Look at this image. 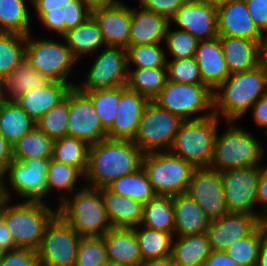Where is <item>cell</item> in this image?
<instances>
[{
    "label": "cell",
    "mask_w": 267,
    "mask_h": 266,
    "mask_svg": "<svg viewBox=\"0 0 267 266\" xmlns=\"http://www.w3.org/2000/svg\"><path fill=\"white\" fill-rule=\"evenodd\" d=\"M171 26L168 25L165 37V45L173 57L171 60L194 58L199 40L187 31L171 30Z\"/></svg>",
    "instance_id": "cell-47"
},
{
    "label": "cell",
    "mask_w": 267,
    "mask_h": 266,
    "mask_svg": "<svg viewBox=\"0 0 267 266\" xmlns=\"http://www.w3.org/2000/svg\"><path fill=\"white\" fill-rule=\"evenodd\" d=\"M26 36L0 32V80L25 58Z\"/></svg>",
    "instance_id": "cell-43"
},
{
    "label": "cell",
    "mask_w": 267,
    "mask_h": 266,
    "mask_svg": "<svg viewBox=\"0 0 267 266\" xmlns=\"http://www.w3.org/2000/svg\"><path fill=\"white\" fill-rule=\"evenodd\" d=\"M150 100L126 85L120 86L117 117L107 131L109 139L134 140L143 111Z\"/></svg>",
    "instance_id": "cell-20"
},
{
    "label": "cell",
    "mask_w": 267,
    "mask_h": 266,
    "mask_svg": "<svg viewBox=\"0 0 267 266\" xmlns=\"http://www.w3.org/2000/svg\"><path fill=\"white\" fill-rule=\"evenodd\" d=\"M219 119L214 113L201 119L184 120L169 151L186 160L194 168H209L213 159Z\"/></svg>",
    "instance_id": "cell-6"
},
{
    "label": "cell",
    "mask_w": 267,
    "mask_h": 266,
    "mask_svg": "<svg viewBox=\"0 0 267 266\" xmlns=\"http://www.w3.org/2000/svg\"><path fill=\"white\" fill-rule=\"evenodd\" d=\"M203 84L213 92L230 76L219 37L199 41L195 52Z\"/></svg>",
    "instance_id": "cell-23"
},
{
    "label": "cell",
    "mask_w": 267,
    "mask_h": 266,
    "mask_svg": "<svg viewBox=\"0 0 267 266\" xmlns=\"http://www.w3.org/2000/svg\"><path fill=\"white\" fill-rule=\"evenodd\" d=\"M90 9H94L96 7H101L104 5H109L118 0H82Z\"/></svg>",
    "instance_id": "cell-61"
},
{
    "label": "cell",
    "mask_w": 267,
    "mask_h": 266,
    "mask_svg": "<svg viewBox=\"0 0 267 266\" xmlns=\"http://www.w3.org/2000/svg\"><path fill=\"white\" fill-rule=\"evenodd\" d=\"M18 247L8 230L5 220L0 216V253L16 250Z\"/></svg>",
    "instance_id": "cell-55"
},
{
    "label": "cell",
    "mask_w": 267,
    "mask_h": 266,
    "mask_svg": "<svg viewBox=\"0 0 267 266\" xmlns=\"http://www.w3.org/2000/svg\"><path fill=\"white\" fill-rule=\"evenodd\" d=\"M81 236L59 214L46 226L37 250L40 266H75Z\"/></svg>",
    "instance_id": "cell-12"
},
{
    "label": "cell",
    "mask_w": 267,
    "mask_h": 266,
    "mask_svg": "<svg viewBox=\"0 0 267 266\" xmlns=\"http://www.w3.org/2000/svg\"><path fill=\"white\" fill-rule=\"evenodd\" d=\"M141 225L174 235L175 219L172 196L156 195L145 203Z\"/></svg>",
    "instance_id": "cell-34"
},
{
    "label": "cell",
    "mask_w": 267,
    "mask_h": 266,
    "mask_svg": "<svg viewBox=\"0 0 267 266\" xmlns=\"http://www.w3.org/2000/svg\"><path fill=\"white\" fill-rule=\"evenodd\" d=\"M25 2H27L28 4L30 3L32 6H34L39 0H24Z\"/></svg>",
    "instance_id": "cell-65"
},
{
    "label": "cell",
    "mask_w": 267,
    "mask_h": 266,
    "mask_svg": "<svg viewBox=\"0 0 267 266\" xmlns=\"http://www.w3.org/2000/svg\"><path fill=\"white\" fill-rule=\"evenodd\" d=\"M145 10L165 16L170 20L187 0H138Z\"/></svg>",
    "instance_id": "cell-51"
},
{
    "label": "cell",
    "mask_w": 267,
    "mask_h": 266,
    "mask_svg": "<svg viewBox=\"0 0 267 266\" xmlns=\"http://www.w3.org/2000/svg\"><path fill=\"white\" fill-rule=\"evenodd\" d=\"M11 204L4 199L0 205V216L5 220L9 232L18 248L38 250L48 223L57 214L46 203L22 201Z\"/></svg>",
    "instance_id": "cell-4"
},
{
    "label": "cell",
    "mask_w": 267,
    "mask_h": 266,
    "mask_svg": "<svg viewBox=\"0 0 267 266\" xmlns=\"http://www.w3.org/2000/svg\"><path fill=\"white\" fill-rule=\"evenodd\" d=\"M183 120L150 101L142 114L133 143L144 153L169 151Z\"/></svg>",
    "instance_id": "cell-10"
},
{
    "label": "cell",
    "mask_w": 267,
    "mask_h": 266,
    "mask_svg": "<svg viewBox=\"0 0 267 266\" xmlns=\"http://www.w3.org/2000/svg\"><path fill=\"white\" fill-rule=\"evenodd\" d=\"M166 81L167 67L128 68L126 87L152 101L161 92Z\"/></svg>",
    "instance_id": "cell-35"
},
{
    "label": "cell",
    "mask_w": 267,
    "mask_h": 266,
    "mask_svg": "<svg viewBox=\"0 0 267 266\" xmlns=\"http://www.w3.org/2000/svg\"><path fill=\"white\" fill-rule=\"evenodd\" d=\"M107 187L119 195L130 197L143 204L156 196L147 174L142 167L134 173L114 180Z\"/></svg>",
    "instance_id": "cell-40"
},
{
    "label": "cell",
    "mask_w": 267,
    "mask_h": 266,
    "mask_svg": "<svg viewBox=\"0 0 267 266\" xmlns=\"http://www.w3.org/2000/svg\"><path fill=\"white\" fill-rule=\"evenodd\" d=\"M102 238L108 260L125 266H139L143 262L134 229L111 228Z\"/></svg>",
    "instance_id": "cell-29"
},
{
    "label": "cell",
    "mask_w": 267,
    "mask_h": 266,
    "mask_svg": "<svg viewBox=\"0 0 267 266\" xmlns=\"http://www.w3.org/2000/svg\"><path fill=\"white\" fill-rule=\"evenodd\" d=\"M256 266H267V233L262 239Z\"/></svg>",
    "instance_id": "cell-60"
},
{
    "label": "cell",
    "mask_w": 267,
    "mask_h": 266,
    "mask_svg": "<svg viewBox=\"0 0 267 266\" xmlns=\"http://www.w3.org/2000/svg\"><path fill=\"white\" fill-rule=\"evenodd\" d=\"M152 101L183 121L214 114L213 91L203 83L181 84L167 80L161 92ZM200 112L204 113L199 115Z\"/></svg>",
    "instance_id": "cell-8"
},
{
    "label": "cell",
    "mask_w": 267,
    "mask_h": 266,
    "mask_svg": "<svg viewBox=\"0 0 267 266\" xmlns=\"http://www.w3.org/2000/svg\"><path fill=\"white\" fill-rule=\"evenodd\" d=\"M36 127V123L15 101H0V133L12 145Z\"/></svg>",
    "instance_id": "cell-33"
},
{
    "label": "cell",
    "mask_w": 267,
    "mask_h": 266,
    "mask_svg": "<svg viewBox=\"0 0 267 266\" xmlns=\"http://www.w3.org/2000/svg\"><path fill=\"white\" fill-rule=\"evenodd\" d=\"M258 65L267 72V32L262 34L258 42Z\"/></svg>",
    "instance_id": "cell-58"
},
{
    "label": "cell",
    "mask_w": 267,
    "mask_h": 266,
    "mask_svg": "<svg viewBox=\"0 0 267 266\" xmlns=\"http://www.w3.org/2000/svg\"><path fill=\"white\" fill-rule=\"evenodd\" d=\"M83 93L91 99L103 128L108 131L117 117L118 103L120 100V86L90 90Z\"/></svg>",
    "instance_id": "cell-44"
},
{
    "label": "cell",
    "mask_w": 267,
    "mask_h": 266,
    "mask_svg": "<svg viewBox=\"0 0 267 266\" xmlns=\"http://www.w3.org/2000/svg\"><path fill=\"white\" fill-rule=\"evenodd\" d=\"M143 155L132 140L106 138L89 146L84 180L92 188L107 187L114 180L140 169Z\"/></svg>",
    "instance_id": "cell-1"
},
{
    "label": "cell",
    "mask_w": 267,
    "mask_h": 266,
    "mask_svg": "<svg viewBox=\"0 0 267 266\" xmlns=\"http://www.w3.org/2000/svg\"><path fill=\"white\" fill-rule=\"evenodd\" d=\"M219 40L230 75L258 65V42L228 36H219Z\"/></svg>",
    "instance_id": "cell-30"
},
{
    "label": "cell",
    "mask_w": 267,
    "mask_h": 266,
    "mask_svg": "<svg viewBox=\"0 0 267 266\" xmlns=\"http://www.w3.org/2000/svg\"><path fill=\"white\" fill-rule=\"evenodd\" d=\"M143 261L171 256L174 235L138 225L133 228Z\"/></svg>",
    "instance_id": "cell-36"
},
{
    "label": "cell",
    "mask_w": 267,
    "mask_h": 266,
    "mask_svg": "<svg viewBox=\"0 0 267 266\" xmlns=\"http://www.w3.org/2000/svg\"><path fill=\"white\" fill-rule=\"evenodd\" d=\"M102 266H125V265L119 264L111 260H107Z\"/></svg>",
    "instance_id": "cell-62"
},
{
    "label": "cell",
    "mask_w": 267,
    "mask_h": 266,
    "mask_svg": "<svg viewBox=\"0 0 267 266\" xmlns=\"http://www.w3.org/2000/svg\"><path fill=\"white\" fill-rule=\"evenodd\" d=\"M52 158L77 168L85 176L88 169L89 145L79 138L64 136L54 140Z\"/></svg>",
    "instance_id": "cell-38"
},
{
    "label": "cell",
    "mask_w": 267,
    "mask_h": 266,
    "mask_svg": "<svg viewBox=\"0 0 267 266\" xmlns=\"http://www.w3.org/2000/svg\"><path fill=\"white\" fill-rule=\"evenodd\" d=\"M139 266H175L171 256L144 260Z\"/></svg>",
    "instance_id": "cell-59"
},
{
    "label": "cell",
    "mask_w": 267,
    "mask_h": 266,
    "mask_svg": "<svg viewBox=\"0 0 267 266\" xmlns=\"http://www.w3.org/2000/svg\"><path fill=\"white\" fill-rule=\"evenodd\" d=\"M174 206V236L200 235L207 232L210 219L201 206L187 193L172 196Z\"/></svg>",
    "instance_id": "cell-26"
},
{
    "label": "cell",
    "mask_w": 267,
    "mask_h": 266,
    "mask_svg": "<svg viewBox=\"0 0 267 266\" xmlns=\"http://www.w3.org/2000/svg\"><path fill=\"white\" fill-rule=\"evenodd\" d=\"M222 134L219 131L214 144V154L209 168L219 172L247 167H261L264 149L254 135L247 132L234 121H228Z\"/></svg>",
    "instance_id": "cell-5"
},
{
    "label": "cell",
    "mask_w": 267,
    "mask_h": 266,
    "mask_svg": "<svg viewBox=\"0 0 267 266\" xmlns=\"http://www.w3.org/2000/svg\"><path fill=\"white\" fill-rule=\"evenodd\" d=\"M204 266H239L225 251L212 250Z\"/></svg>",
    "instance_id": "cell-56"
},
{
    "label": "cell",
    "mask_w": 267,
    "mask_h": 266,
    "mask_svg": "<svg viewBox=\"0 0 267 266\" xmlns=\"http://www.w3.org/2000/svg\"><path fill=\"white\" fill-rule=\"evenodd\" d=\"M262 222L254 215L228 213L211 220L207 229L211 250L225 251L236 241L251 234Z\"/></svg>",
    "instance_id": "cell-21"
},
{
    "label": "cell",
    "mask_w": 267,
    "mask_h": 266,
    "mask_svg": "<svg viewBox=\"0 0 267 266\" xmlns=\"http://www.w3.org/2000/svg\"><path fill=\"white\" fill-rule=\"evenodd\" d=\"M179 26V30L191 33L199 41L219 37L217 24V4L200 0H187L169 20Z\"/></svg>",
    "instance_id": "cell-18"
},
{
    "label": "cell",
    "mask_w": 267,
    "mask_h": 266,
    "mask_svg": "<svg viewBox=\"0 0 267 266\" xmlns=\"http://www.w3.org/2000/svg\"><path fill=\"white\" fill-rule=\"evenodd\" d=\"M24 0H0V32L18 33L27 36L31 15Z\"/></svg>",
    "instance_id": "cell-39"
},
{
    "label": "cell",
    "mask_w": 267,
    "mask_h": 266,
    "mask_svg": "<svg viewBox=\"0 0 267 266\" xmlns=\"http://www.w3.org/2000/svg\"><path fill=\"white\" fill-rule=\"evenodd\" d=\"M54 140L48 137L39 128H33L25 134L13 146V159H45L50 160L53 157Z\"/></svg>",
    "instance_id": "cell-37"
},
{
    "label": "cell",
    "mask_w": 267,
    "mask_h": 266,
    "mask_svg": "<svg viewBox=\"0 0 267 266\" xmlns=\"http://www.w3.org/2000/svg\"><path fill=\"white\" fill-rule=\"evenodd\" d=\"M261 167L235 168L220 172L225 201L229 213L249 214L261 222L265 220L256 212L258 180Z\"/></svg>",
    "instance_id": "cell-13"
},
{
    "label": "cell",
    "mask_w": 267,
    "mask_h": 266,
    "mask_svg": "<svg viewBox=\"0 0 267 266\" xmlns=\"http://www.w3.org/2000/svg\"><path fill=\"white\" fill-rule=\"evenodd\" d=\"M257 204L263 205V210L260 213L261 217L267 221V165L261 166L257 188Z\"/></svg>",
    "instance_id": "cell-54"
},
{
    "label": "cell",
    "mask_w": 267,
    "mask_h": 266,
    "mask_svg": "<svg viewBox=\"0 0 267 266\" xmlns=\"http://www.w3.org/2000/svg\"><path fill=\"white\" fill-rule=\"evenodd\" d=\"M251 112L256 126L267 131V94L253 104Z\"/></svg>",
    "instance_id": "cell-53"
},
{
    "label": "cell",
    "mask_w": 267,
    "mask_h": 266,
    "mask_svg": "<svg viewBox=\"0 0 267 266\" xmlns=\"http://www.w3.org/2000/svg\"><path fill=\"white\" fill-rule=\"evenodd\" d=\"M57 214L81 237H102L113 228L100 189L88 185L64 199Z\"/></svg>",
    "instance_id": "cell-3"
},
{
    "label": "cell",
    "mask_w": 267,
    "mask_h": 266,
    "mask_svg": "<svg viewBox=\"0 0 267 266\" xmlns=\"http://www.w3.org/2000/svg\"><path fill=\"white\" fill-rule=\"evenodd\" d=\"M211 251L206 233L174 236L171 257L175 266H204Z\"/></svg>",
    "instance_id": "cell-32"
},
{
    "label": "cell",
    "mask_w": 267,
    "mask_h": 266,
    "mask_svg": "<svg viewBox=\"0 0 267 266\" xmlns=\"http://www.w3.org/2000/svg\"><path fill=\"white\" fill-rule=\"evenodd\" d=\"M142 168L156 195L175 196L187 192L194 167L170 151L143 155Z\"/></svg>",
    "instance_id": "cell-7"
},
{
    "label": "cell",
    "mask_w": 267,
    "mask_h": 266,
    "mask_svg": "<svg viewBox=\"0 0 267 266\" xmlns=\"http://www.w3.org/2000/svg\"><path fill=\"white\" fill-rule=\"evenodd\" d=\"M251 19L258 29L267 32V0H244Z\"/></svg>",
    "instance_id": "cell-52"
},
{
    "label": "cell",
    "mask_w": 267,
    "mask_h": 266,
    "mask_svg": "<svg viewBox=\"0 0 267 266\" xmlns=\"http://www.w3.org/2000/svg\"><path fill=\"white\" fill-rule=\"evenodd\" d=\"M0 185H3V175L0 173Z\"/></svg>",
    "instance_id": "cell-66"
},
{
    "label": "cell",
    "mask_w": 267,
    "mask_h": 266,
    "mask_svg": "<svg viewBox=\"0 0 267 266\" xmlns=\"http://www.w3.org/2000/svg\"><path fill=\"white\" fill-rule=\"evenodd\" d=\"M218 35L259 42L262 32L251 19L244 0H228L217 4Z\"/></svg>",
    "instance_id": "cell-22"
},
{
    "label": "cell",
    "mask_w": 267,
    "mask_h": 266,
    "mask_svg": "<svg viewBox=\"0 0 267 266\" xmlns=\"http://www.w3.org/2000/svg\"><path fill=\"white\" fill-rule=\"evenodd\" d=\"M32 34L26 36L25 59L31 67L47 76L51 81L69 84L72 88L71 71L78 62L70 48L64 43L53 39H35ZM33 38V39H32ZM70 80V81H69Z\"/></svg>",
    "instance_id": "cell-9"
},
{
    "label": "cell",
    "mask_w": 267,
    "mask_h": 266,
    "mask_svg": "<svg viewBox=\"0 0 267 266\" xmlns=\"http://www.w3.org/2000/svg\"><path fill=\"white\" fill-rule=\"evenodd\" d=\"M0 266H40L36 250L18 248L1 254Z\"/></svg>",
    "instance_id": "cell-50"
},
{
    "label": "cell",
    "mask_w": 267,
    "mask_h": 266,
    "mask_svg": "<svg viewBox=\"0 0 267 266\" xmlns=\"http://www.w3.org/2000/svg\"><path fill=\"white\" fill-rule=\"evenodd\" d=\"M167 80L181 84L203 83L195 58L167 60Z\"/></svg>",
    "instance_id": "cell-49"
},
{
    "label": "cell",
    "mask_w": 267,
    "mask_h": 266,
    "mask_svg": "<svg viewBox=\"0 0 267 266\" xmlns=\"http://www.w3.org/2000/svg\"><path fill=\"white\" fill-rule=\"evenodd\" d=\"M13 161V146L0 133V173L3 175Z\"/></svg>",
    "instance_id": "cell-57"
},
{
    "label": "cell",
    "mask_w": 267,
    "mask_h": 266,
    "mask_svg": "<svg viewBox=\"0 0 267 266\" xmlns=\"http://www.w3.org/2000/svg\"><path fill=\"white\" fill-rule=\"evenodd\" d=\"M49 161L45 159L23 161L13 159L3 174L4 199L11 198L10 200L13 201L11 193L13 189L17 195L24 198V201L45 203V197L50 195L46 182ZM5 177L8 178L12 189L7 187L8 183L4 179Z\"/></svg>",
    "instance_id": "cell-11"
},
{
    "label": "cell",
    "mask_w": 267,
    "mask_h": 266,
    "mask_svg": "<svg viewBox=\"0 0 267 266\" xmlns=\"http://www.w3.org/2000/svg\"><path fill=\"white\" fill-rule=\"evenodd\" d=\"M267 94V72L259 65L231 74L214 92V113L226 122L236 121ZM220 115V116H219Z\"/></svg>",
    "instance_id": "cell-2"
},
{
    "label": "cell",
    "mask_w": 267,
    "mask_h": 266,
    "mask_svg": "<svg viewBox=\"0 0 267 266\" xmlns=\"http://www.w3.org/2000/svg\"><path fill=\"white\" fill-rule=\"evenodd\" d=\"M266 233L267 221H264L251 234L230 245L225 252L239 266H256L259 248Z\"/></svg>",
    "instance_id": "cell-42"
},
{
    "label": "cell",
    "mask_w": 267,
    "mask_h": 266,
    "mask_svg": "<svg viewBox=\"0 0 267 266\" xmlns=\"http://www.w3.org/2000/svg\"><path fill=\"white\" fill-rule=\"evenodd\" d=\"M104 206L113 228L133 229L143 221L144 204L130 197L100 188Z\"/></svg>",
    "instance_id": "cell-27"
},
{
    "label": "cell",
    "mask_w": 267,
    "mask_h": 266,
    "mask_svg": "<svg viewBox=\"0 0 267 266\" xmlns=\"http://www.w3.org/2000/svg\"><path fill=\"white\" fill-rule=\"evenodd\" d=\"M69 120L68 93L63 101L54 106L37 123L36 127L53 140L67 136Z\"/></svg>",
    "instance_id": "cell-46"
},
{
    "label": "cell",
    "mask_w": 267,
    "mask_h": 266,
    "mask_svg": "<svg viewBox=\"0 0 267 266\" xmlns=\"http://www.w3.org/2000/svg\"><path fill=\"white\" fill-rule=\"evenodd\" d=\"M69 120L67 136L85 141L89 146L108 138L91 99L73 87L68 92Z\"/></svg>",
    "instance_id": "cell-15"
},
{
    "label": "cell",
    "mask_w": 267,
    "mask_h": 266,
    "mask_svg": "<svg viewBox=\"0 0 267 266\" xmlns=\"http://www.w3.org/2000/svg\"><path fill=\"white\" fill-rule=\"evenodd\" d=\"M71 89L67 83L51 81L47 86L28 91L14 101L37 123L54 106L63 101Z\"/></svg>",
    "instance_id": "cell-24"
},
{
    "label": "cell",
    "mask_w": 267,
    "mask_h": 266,
    "mask_svg": "<svg viewBox=\"0 0 267 266\" xmlns=\"http://www.w3.org/2000/svg\"><path fill=\"white\" fill-rule=\"evenodd\" d=\"M204 210L210 220L228 214L222 177L211 168H195L186 192Z\"/></svg>",
    "instance_id": "cell-17"
},
{
    "label": "cell",
    "mask_w": 267,
    "mask_h": 266,
    "mask_svg": "<svg viewBox=\"0 0 267 266\" xmlns=\"http://www.w3.org/2000/svg\"><path fill=\"white\" fill-rule=\"evenodd\" d=\"M128 68L166 67L167 59L162 43L128 46L126 48Z\"/></svg>",
    "instance_id": "cell-45"
},
{
    "label": "cell",
    "mask_w": 267,
    "mask_h": 266,
    "mask_svg": "<svg viewBox=\"0 0 267 266\" xmlns=\"http://www.w3.org/2000/svg\"><path fill=\"white\" fill-rule=\"evenodd\" d=\"M62 38L77 61L82 55L93 54L106 47L99 25L91 15L74 29L65 32Z\"/></svg>",
    "instance_id": "cell-31"
},
{
    "label": "cell",
    "mask_w": 267,
    "mask_h": 266,
    "mask_svg": "<svg viewBox=\"0 0 267 266\" xmlns=\"http://www.w3.org/2000/svg\"><path fill=\"white\" fill-rule=\"evenodd\" d=\"M34 9L37 21L60 37L91 15V9L82 0H39Z\"/></svg>",
    "instance_id": "cell-16"
},
{
    "label": "cell",
    "mask_w": 267,
    "mask_h": 266,
    "mask_svg": "<svg viewBox=\"0 0 267 266\" xmlns=\"http://www.w3.org/2000/svg\"><path fill=\"white\" fill-rule=\"evenodd\" d=\"M202 2H210V3H214V4H219L221 2H224V1H228V0H200Z\"/></svg>",
    "instance_id": "cell-63"
},
{
    "label": "cell",
    "mask_w": 267,
    "mask_h": 266,
    "mask_svg": "<svg viewBox=\"0 0 267 266\" xmlns=\"http://www.w3.org/2000/svg\"><path fill=\"white\" fill-rule=\"evenodd\" d=\"M106 46L128 47L132 8L118 0L109 5L91 9Z\"/></svg>",
    "instance_id": "cell-19"
},
{
    "label": "cell",
    "mask_w": 267,
    "mask_h": 266,
    "mask_svg": "<svg viewBox=\"0 0 267 266\" xmlns=\"http://www.w3.org/2000/svg\"><path fill=\"white\" fill-rule=\"evenodd\" d=\"M4 200V196H3V185H0V205L2 203V201Z\"/></svg>",
    "instance_id": "cell-64"
},
{
    "label": "cell",
    "mask_w": 267,
    "mask_h": 266,
    "mask_svg": "<svg viewBox=\"0 0 267 266\" xmlns=\"http://www.w3.org/2000/svg\"><path fill=\"white\" fill-rule=\"evenodd\" d=\"M100 51L86 73L83 84H76L75 86L81 92L114 88L127 84L128 62L126 49L106 46Z\"/></svg>",
    "instance_id": "cell-14"
},
{
    "label": "cell",
    "mask_w": 267,
    "mask_h": 266,
    "mask_svg": "<svg viewBox=\"0 0 267 266\" xmlns=\"http://www.w3.org/2000/svg\"><path fill=\"white\" fill-rule=\"evenodd\" d=\"M51 80L35 70L24 58L19 65L0 80L1 100L14 101L28 91L43 88Z\"/></svg>",
    "instance_id": "cell-28"
},
{
    "label": "cell",
    "mask_w": 267,
    "mask_h": 266,
    "mask_svg": "<svg viewBox=\"0 0 267 266\" xmlns=\"http://www.w3.org/2000/svg\"><path fill=\"white\" fill-rule=\"evenodd\" d=\"M108 260L102 237H82L75 266H102Z\"/></svg>",
    "instance_id": "cell-48"
},
{
    "label": "cell",
    "mask_w": 267,
    "mask_h": 266,
    "mask_svg": "<svg viewBox=\"0 0 267 266\" xmlns=\"http://www.w3.org/2000/svg\"><path fill=\"white\" fill-rule=\"evenodd\" d=\"M138 8H132L128 46L164 43L170 21L141 6Z\"/></svg>",
    "instance_id": "cell-25"
},
{
    "label": "cell",
    "mask_w": 267,
    "mask_h": 266,
    "mask_svg": "<svg viewBox=\"0 0 267 266\" xmlns=\"http://www.w3.org/2000/svg\"><path fill=\"white\" fill-rule=\"evenodd\" d=\"M81 177L84 180L85 176L77 168L62 162H58L53 158L50 159L46 182L50 193L55 189L61 193V195H59L60 197L57 208L59 207L60 203H62V201L68 197V192L73 194L79 190L76 188V185L78 183V179H81ZM61 191H65L66 194L63 193L62 195Z\"/></svg>",
    "instance_id": "cell-41"
}]
</instances>
